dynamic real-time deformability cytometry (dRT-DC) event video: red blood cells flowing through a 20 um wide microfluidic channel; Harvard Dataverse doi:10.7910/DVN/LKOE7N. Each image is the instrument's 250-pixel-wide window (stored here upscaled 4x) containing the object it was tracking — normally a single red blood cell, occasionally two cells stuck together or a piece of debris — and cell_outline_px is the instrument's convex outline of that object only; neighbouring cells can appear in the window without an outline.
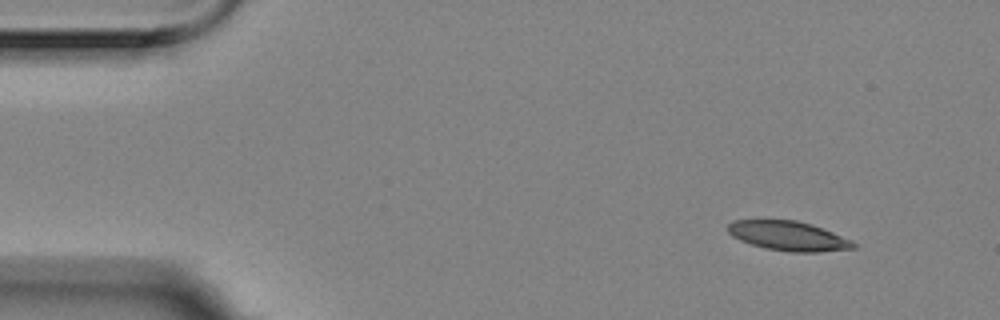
{"species": "Egyptian fruit bat (a non-hibernating species)", "species_latin": "Rousettus aegyptiacus", "temperature_condition": "room temperature", "stored_images_in_passage": 3, "camera_frame_rate_fps": 3000, "um_per_image_px": 0.085, "animal": {"sex": "female"}, "frame": {"image": 1, "passage_image": 1, "time_ms": 0.0, "image_size_px": [1000, 320], "cell_outline_px": [[856, 248], [820, 252], [788, 252], [764, 248], [740, 240], [732, 236], [728, 232], [728, 224], [732, 220], [796, 220], [812, 224], [852, 240], [856, 244]], "centroid_in_image_um": [67.02, 20.06], "position_along_channel_um": 18.0, "area_um2": 21.62}}
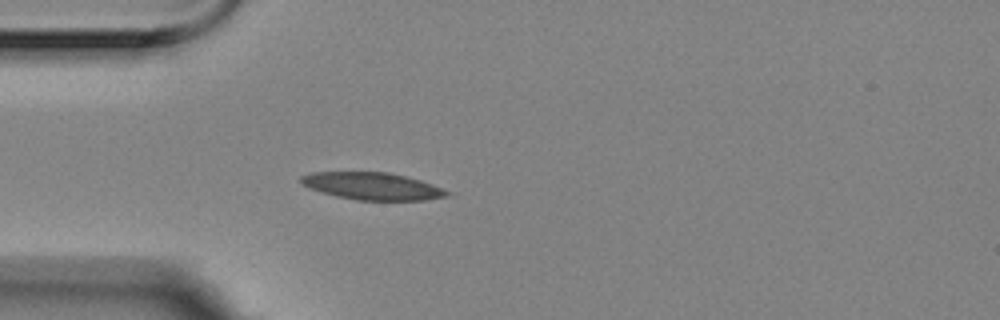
{"frame": {"image": 2, "passage_image": 3, "time_ms": 0.667, "image_size_px": [1000, 320], "cell_outline_px": [[452, 192], [448, 196], [424, 200], [356, 200], [336, 196], [308, 188], [300, 180], [300, 176], [312, 172], [388, 172], [420, 180]], "centroid_in_image_um": [31.64, 15.82], "position_along_channel_um": 53.4, "area_um2": 23.06}}